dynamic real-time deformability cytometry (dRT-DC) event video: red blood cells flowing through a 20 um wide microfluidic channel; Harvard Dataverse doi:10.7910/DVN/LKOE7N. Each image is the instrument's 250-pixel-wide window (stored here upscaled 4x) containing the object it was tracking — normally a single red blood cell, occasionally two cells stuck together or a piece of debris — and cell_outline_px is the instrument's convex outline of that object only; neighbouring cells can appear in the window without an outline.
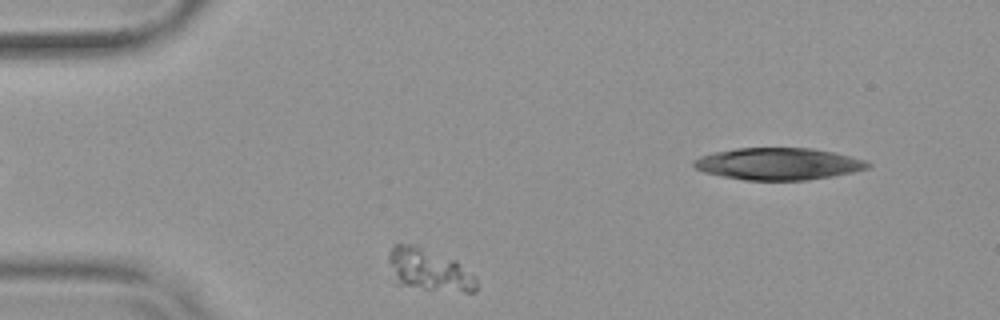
{"species": "common noctule bat (a hibernating species)", "species_latin": "Nyctalus noctula", "temperature_condition": "warm", "stored_images_in_passage": 46, "camera_frame_rate_fps": 3000, "um_per_image_px": 0.085, "animal": {"sex": "female", "body_mass_g": 19.9}, "frame": {"image": 1, "passage_image": 4, "time_ms": 1.0, "image_size_px": [1000, 320], "cell_outline_px": [[476, 292], [464, 292], [424, 288], [396, 284], [388, 260], [388, 252], [392, 244], [420, 244], [456, 260], [476, 276]], "centroid_in_image_um": [36.45, 22.89], "position_along_channel_um": 48.5, "area_um2": 21.91}}
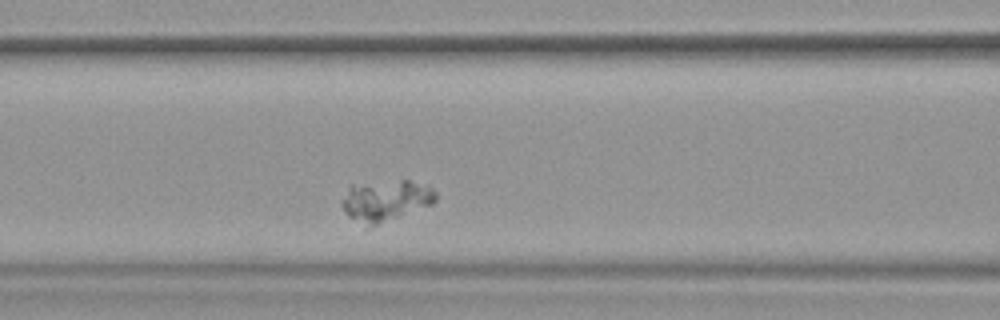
{"frame": {"image": 2, "passage_image": 13, "time_ms": 4.0, "image_size_px": [1000, 320], "cell_outline_px": [[436, 200], [432, 204], [368, 228], [348, 216], [344, 212], [340, 204], [340, 200], [348, 188], [352, 184], [400, 180], [408, 180], [432, 188], [436, 192]], "centroid_in_image_um": [32.72, 17.05], "position_along_channel_um": 133.9, "area_um2": 22.48}}
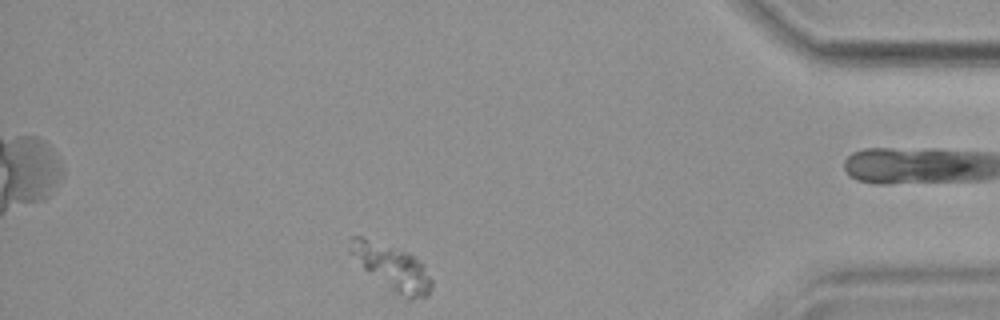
{"frame": {"image": 3, "passage_image": 39, "time_ms": 12.667, "image_size_px": [1000, 320], "cell_outline_px": [[432, 288], [428, 296], [408, 300], [404, 300], [364, 268], [348, 252], [348, 240], [352, 236], [364, 236], [404, 252], [412, 256], [420, 264], [432, 280]], "centroid_in_image_um": [33.28, 22.74], "position_along_channel_um": 401.9, "area_um2": 21.15}}